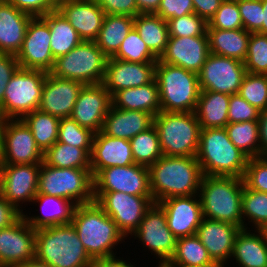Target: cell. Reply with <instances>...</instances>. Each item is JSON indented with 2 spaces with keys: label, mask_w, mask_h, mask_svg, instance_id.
I'll return each instance as SVG.
<instances>
[{
  "label": "cell",
  "mask_w": 267,
  "mask_h": 267,
  "mask_svg": "<svg viewBox=\"0 0 267 267\" xmlns=\"http://www.w3.org/2000/svg\"><path fill=\"white\" fill-rule=\"evenodd\" d=\"M71 223L92 260L115 256V246L125 240L116 223L95 201L76 206Z\"/></svg>",
  "instance_id": "2"
},
{
  "label": "cell",
  "mask_w": 267,
  "mask_h": 267,
  "mask_svg": "<svg viewBox=\"0 0 267 267\" xmlns=\"http://www.w3.org/2000/svg\"><path fill=\"white\" fill-rule=\"evenodd\" d=\"M160 3L161 0H136L139 14H155Z\"/></svg>",
  "instance_id": "60"
},
{
  "label": "cell",
  "mask_w": 267,
  "mask_h": 267,
  "mask_svg": "<svg viewBox=\"0 0 267 267\" xmlns=\"http://www.w3.org/2000/svg\"><path fill=\"white\" fill-rule=\"evenodd\" d=\"M231 258H235L240 267H267V239L263 230L253 233L241 228L236 234Z\"/></svg>",
  "instance_id": "30"
},
{
  "label": "cell",
  "mask_w": 267,
  "mask_h": 267,
  "mask_svg": "<svg viewBox=\"0 0 267 267\" xmlns=\"http://www.w3.org/2000/svg\"><path fill=\"white\" fill-rule=\"evenodd\" d=\"M209 54L208 35L169 37L166 49L158 60L198 74Z\"/></svg>",
  "instance_id": "21"
},
{
  "label": "cell",
  "mask_w": 267,
  "mask_h": 267,
  "mask_svg": "<svg viewBox=\"0 0 267 267\" xmlns=\"http://www.w3.org/2000/svg\"><path fill=\"white\" fill-rule=\"evenodd\" d=\"M243 28L250 33L258 32L262 28L263 6L262 0L237 1Z\"/></svg>",
  "instance_id": "50"
},
{
  "label": "cell",
  "mask_w": 267,
  "mask_h": 267,
  "mask_svg": "<svg viewBox=\"0 0 267 267\" xmlns=\"http://www.w3.org/2000/svg\"><path fill=\"white\" fill-rule=\"evenodd\" d=\"M94 134L71 118H61L57 141L77 148H92Z\"/></svg>",
  "instance_id": "46"
},
{
  "label": "cell",
  "mask_w": 267,
  "mask_h": 267,
  "mask_svg": "<svg viewBox=\"0 0 267 267\" xmlns=\"http://www.w3.org/2000/svg\"><path fill=\"white\" fill-rule=\"evenodd\" d=\"M91 150L57 141L43 154V162L56 168L90 169Z\"/></svg>",
  "instance_id": "38"
},
{
  "label": "cell",
  "mask_w": 267,
  "mask_h": 267,
  "mask_svg": "<svg viewBox=\"0 0 267 267\" xmlns=\"http://www.w3.org/2000/svg\"><path fill=\"white\" fill-rule=\"evenodd\" d=\"M158 267H170L167 263H158Z\"/></svg>",
  "instance_id": "64"
},
{
  "label": "cell",
  "mask_w": 267,
  "mask_h": 267,
  "mask_svg": "<svg viewBox=\"0 0 267 267\" xmlns=\"http://www.w3.org/2000/svg\"><path fill=\"white\" fill-rule=\"evenodd\" d=\"M246 73L244 62L210 53L198 73L200 89L237 94Z\"/></svg>",
  "instance_id": "12"
},
{
  "label": "cell",
  "mask_w": 267,
  "mask_h": 267,
  "mask_svg": "<svg viewBox=\"0 0 267 267\" xmlns=\"http://www.w3.org/2000/svg\"><path fill=\"white\" fill-rule=\"evenodd\" d=\"M194 13L192 0H161L158 11L155 13L165 21Z\"/></svg>",
  "instance_id": "52"
},
{
  "label": "cell",
  "mask_w": 267,
  "mask_h": 267,
  "mask_svg": "<svg viewBox=\"0 0 267 267\" xmlns=\"http://www.w3.org/2000/svg\"><path fill=\"white\" fill-rule=\"evenodd\" d=\"M229 100L230 95L220 92H200L195 114L201 129L221 128L229 123Z\"/></svg>",
  "instance_id": "33"
},
{
  "label": "cell",
  "mask_w": 267,
  "mask_h": 267,
  "mask_svg": "<svg viewBox=\"0 0 267 267\" xmlns=\"http://www.w3.org/2000/svg\"><path fill=\"white\" fill-rule=\"evenodd\" d=\"M243 187V178L203 175L199 189L203 217L243 228Z\"/></svg>",
  "instance_id": "5"
},
{
  "label": "cell",
  "mask_w": 267,
  "mask_h": 267,
  "mask_svg": "<svg viewBox=\"0 0 267 267\" xmlns=\"http://www.w3.org/2000/svg\"><path fill=\"white\" fill-rule=\"evenodd\" d=\"M93 192H123L135 196H152L149 168L134 163L101 169L93 177Z\"/></svg>",
  "instance_id": "13"
},
{
  "label": "cell",
  "mask_w": 267,
  "mask_h": 267,
  "mask_svg": "<svg viewBox=\"0 0 267 267\" xmlns=\"http://www.w3.org/2000/svg\"><path fill=\"white\" fill-rule=\"evenodd\" d=\"M154 116L144 111L124 110L110 106L102 132L115 138L131 140L153 125Z\"/></svg>",
  "instance_id": "28"
},
{
  "label": "cell",
  "mask_w": 267,
  "mask_h": 267,
  "mask_svg": "<svg viewBox=\"0 0 267 267\" xmlns=\"http://www.w3.org/2000/svg\"><path fill=\"white\" fill-rule=\"evenodd\" d=\"M224 1H236L237 2V1H240V0H224Z\"/></svg>",
  "instance_id": "67"
},
{
  "label": "cell",
  "mask_w": 267,
  "mask_h": 267,
  "mask_svg": "<svg viewBox=\"0 0 267 267\" xmlns=\"http://www.w3.org/2000/svg\"><path fill=\"white\" fill-rule=\"evenodd\" d=\"M84 84L47 73L38 110L58 118H70Z\"/></svg>",
  "instance_id": "22"
},
{
  "label": "cell",
  "mask_w": 267,
  "mask_h": 267,
  "mask_svg": "<svg viewBox=\"0 0 267 267\" xmlns=\"http://www.w3.org/2000/svg\"><path fill=\"white\" fill-rule=\"evenodd\" d=\"M158 204L165 211L169 230L177 239L196 234L203 218L199 194L170 197Z\"/></svg>",
  "instance_id": "20"
},
{
  "label": "cell",
  "mask_w": 267,
  "mask_h": 267,
  "mask_svg": "<svg viewBox=\"0 0 267 267\" xmlns=\"http://www.w3.org/2000/svg\"><path fill=\"white\" fill-rule=\"evenodd\" d=\"M260 156L267 157V108L260 111L258 119Z\"/></svg>",
  "instance_id": "58"
},
{
  "label": "cell",
  "mask_w": 267,
  "mask_h": 267,
  "mask_svg": "<svg viewBox=\"0 0 267 267\" xmlns=\"http://www.w3.org/2000/svg\"><path fill=\"white\" fill-rule=\"evenodd\" d=\"M225 129L230 141L249 159L260 157L258 120L228 123Z\"/></svg>",
  "instance_id": "40"
},
{
  "label": "cell",
  "mask_w": 267,
  "mask_h": 267,
  "mask_svg": "<svg viewBox=\"0 0 267 267\" xmlns=\"http://www.w3.org/2000/svg\"><path fill=\"white\" fill-rule=\"evenodd\" d=\"M134 27L148 49L159 59L169 39L167 21L157 14H138L134 17Z\"/></svg>",
  "instance_id": "36"
},
{
  "label": "cell",
  "mask_w": 267,
  "mask_h": 267,
  "mask_svg": "<svg viewBox=\"0 0 267 267\" xmlns=\"http://www.w3.org/2000/svg\"><path fill=\"white\" fill-rule=\"evenodd\" d=\"M50 42L51 34L47 22L41 16L32 17L27 26L22 48L16 55L20 68L49 73L55 61Z\"/></svg>",
  "instance_id": "16"
},
{
  "label": "cell",
  "mask_w": 267,
  "mask_h": 267,
  "mask_svg": "<svg viewBox=\"0 0 267 267\" xmlns=\"http://www.w3.org/2000/svg\"><path fill=\"white\" fill-rule=\"evenodd\" d=\"M132 235L160 259L158 263H167L174 255L177 238L169 230L165 211L158 203H153L145 212Z\"/></svg>",
  "instance_id": "15"
},
{
  "label": "cell",
  "mask_w": 267,
  "mask_h": 267,
  "mask_svg": "<svg viewBox=\"0 0 267 267\" xmlns=\"http://www.w3.org/2000/svg\"><path fill=\"white\" fill-rule=\"evenodd\" d=\"M263 16H262V28L258 31L261 34L267 35V0H262Z\"/></svg>",
  "instance_id": "62"
},
{
  "label": "cell",
  "mask_w": 267,
  "mask_h": 267,
  "mask_svg": "<svg viewBox=\"0 0 267 267\" xmlns=\"http://www.w3.org/2000/svg\"><path fill=\"white\" fill-rule=\"evenodd\" d=\"M111 106L124 110L144 111L156 116L161 111L156 79L143 86L119 90L111 96Z\"/></svg>",
  "instance_id": "31"
},
{
  "label": "cell",
  "mask_w": 267,
  "mask_h": 267,
  "mask_svg": "<svg viewBox=\"0 0 267 267\" xmlns=\"http://www.w3.org/2000/svg\"><path fill=\"white\" fill-rule=\"evenodd\" d=\"M32 17L0 0V53L17 55L22 48L27 26Z\"/></svg>",
  "instance_id": "27"
},
{
  "label": "cell",
  "mask_w": 267,
  "mask_h": 267,
  "mask_svg": "<svg viewBox=\"0 0 267 267\" xmlns=\"http://www.w3.org/2000/svg\"><path fill=\"white\" fill-rule=\"evenodd\" d=\"M240 228L228 222L202 218L196 235L212 261L224 267L233 254L234 240Z\"/></svg>",
  "instance_id": "25"
},
{
  "label": "cell",
  "mask_w": 267,
  "mask_h": 267,
  "mask_svg": "<svg viewBox=\"0 0 267 267\" xmlns=\"http://www.w3.org/2000/svg\"><path fill=\"white\" fill-rule=\"evenodd\" d=\"M133 27L134 17L105 15L95 43L108 58H111L118 52L121 43Z\"/></svg>",
  "instance_id": "34"
},
{
  "label": "cell",
  "mask_w": 267,
  "mask_h": 267,
  "mask_svg": "<svg viewBox=\"0 0 267 267\" xmlns=\"http://www.w3.org/2000/svg\"><path fill=\"white\" fill-rule=\"evenodd\" d=\"M37 194L69 199L77 206L93 202L91 169L56 168L42 162Z\"/></svg>",
  "instance_id": "8"
},
{
  "label": "cell",
  "mask_w": 267,
  "mask_h": 267,
  "mask_svg": "<svg viewBox=\"0 0 267 267\" xmlns=\"http://www.w3.org/2000/svg\"><path fill=\"white\" fill-rule=\"evenodd\" d=\"M242 218L243 228H248L245 224L246 218L252 222L255 230L267 228V193L258 192L253 189L243 187L242 193Z\"/></svg>",
  "instance_id": "42"
},
{
  "label": "cell",
  "mask_w": 267,
  "mask_h": 267,
  "mask_svg": "<svg viewBox=\"0 0 267 267\" xmlns=\"http://www.w3.org/2000/svg\"><path fill=\"white\" fill-rule=\"evenodd\" d=\"M43 162L33 134L22 119H8L0 138V164Z\"/></svg>",
  "instance_id": "14"
},
{
  "label": "cell",
  "mask_w": 267,
  "mask_h": 267,
  "mask_svg": "<svg viewBox=\"0 0 267 267\" xmlns=\"http://www.w3.org/2000/svg\"><path fill=\"white\" fill-rule=\"evenodd\" d=\"M153 125L164 156H196L201 126L195 112L160 111Z\"/></svg>",
  "instance_id": "7"
},
{
  "label": "cell",
  "mask_w": 267,
  "mask_h": 267,
  "mask_svg": "<svg viewBox=\"0 0 267 267\" xmlns=\"http://www.w3.org/2000/svg\"><path fill=\"white\" fill-rule=\"evenodd\" d=\"M40 163L0 164V195L22 213L20 202H32L37 195Z\"/></svg>",
  "instance_id": "17"
},
{
  "label": "cell",
  "mask_w": 267,
  "mask_h": 267,
  "mask_svg": "<svg viewBox=\"0 0 267 267\" xmlns=\"http://www.w3.org/2000/svg\"><path fill=\"white\" fill-rule=\"evenodd\" d=\"M22 120L31 130L38 148L44 154L58 139L60 118L40 110L26 114Z\"/></svg>",
  "instance_id": "39"
},
{
  "label": "cell",
  "mask_w": 267,
  "mask_h": 267,
  "mask_svg": "<svg viewBox=\"0 0 267 267\" xmlns=\"http://www.w3.org/2000/svg\"><path fill=\"white\" fill-rule=\"evenodd\" d=\"M92 267H134V265H132L130 262L127 263L126 260H123L122 258L119 259L115 255L93 260Z\"/></svg>",
  "instance_id": "59"
},
{
  "label": "cell",
  "mask_w": 267,
  "mask_h": 267,
  "mask_svg": "<svg viewBox=\"0 0 267 267\" xmlns=\"http://www.w3.org/2000/svg\"><path fill=\"white\" fill-rule=\"evenodd\" d=\"M47 72L19 68L8 82L0 103L8 119H22L38 110Z\"/></svg>",
  "instance_id": "10"
},
{
  "label": "cell",
  "mask_w": 267,
  "mask_h": 267,
  "mask_svg": "<svg viewBox=\"0 0 267 267\" xmlns=\"http://www.w3.org/2000/svg\"><path fill=\"white\" fill-rule=\"evenodd\" d=\"M130 141L134 162L138 165L150 167L163 156L158 132L154 125L138 133Z\"/></svg>",
  "instance_id": "41"
},
{
  "label": "cell",
  "mask_w": 267,
  "mask_h": 267,
  "mask_svg": "<svg viewBox=\"0 0 267 267\" xmlns=\"http://www.w3.org/2000/svg\"><path fill=\"white\" fill-rule=\"evenodd\" d=\"M238 94L258 110L267 108V75L246 73Z\"/></svg>",
  "instance_id": "45"
},
{
  "label": "cell",
  "mask_w": 267,
  "mask_h": 267,
  "mask_svg": "<svg viewBox=\"0 0 267 267\" xmlns=\"http://www.w3.org/2000/svg\"><path fill=\"white\" fill-rule=\"evenodd\" d=\"M111 106V96L102 83L84 85L70 118L94 133L102 130Z\"/></svg>",
  "instance_id": "19"
},
{
  "label": "cell",
  "mask_w": 267,
  "mask_h": 267,
  "mask_svg": "<svg viewBox=\"0 0 267 267\" xmlns=\"http://www.w3.org/2000/svg\"><path fill=\"white\" fill-rule=\"evenodd\" d=\"M41 17L50 28V45L54 59L69 53L83 41L78 32L57 9Z\"/></svg>",
  "instance_id": "35"
},
{
  "label": "cell",
  "mask_w": 267,
  "mask_h": 267,
  "mask_svg": "<svg viewBox=\"0 0 267 267\" xmlns=\"http://www.w3.org/2000/svg\"><path fill=\"white\" fill-rule=\"evenodd\" d=\"M15 6L20 11L30 14L33 17L44 16L56 10V0H4Z\"/></svg>",
  "instance_id": "53"
},
{
  "label": "cell",
  "mask_w": 267,
  "mask_h": 267,
  "mask_svg": "<svg viewBox=\"0 0 267 267\" xmlns=\"http://www.w3.org/2000/svg\"><path fill=\"white\" fill-rule=\"evenodd\" d=\"M203 173L196 156H162L149 167L154 203L199 193Z\"/></svg>",
  "instance_id": "1"
},
{
  "label": "cell",
  "mask_w": 267,
  "mask_h": 267,
  "mask_svg": "<svg viewBox=\"0 0 267 267\" xmlns=\"http://www.w3.org/2000/svg\"><path fill=\"white\" fill-rule=\"evenodd\" d=\"M170 267H185V266H178V265H169ZM209 267H221V266H209Z\"/></svg>",
  "instance_id": "65"
},
{
  "label": "cell",
  "mask_w": 267,
  "mask_h": 267,
  "mask_svg": "<svg viewBox=\"0 0 267 267\" xmlns=\"http://www.w3.org/2000/svg\"><path fill=\"white\" fill-rule=\"evenodd\" d=\"M34 230L22 216L15 224L0 229V267H16L35 258Z\"/></svg>",
  "instance_id": "18"
},
{
  "label": "cell",
  "mask_w": 267,
  "mask_h": 267,
  "mask_svg": "<svg viewBox=\"0 0 267 267\" xmlns=\"http://www.w3.org/2000/svg\"><path fill=\"white\" fill-rule=\"evenodd\" d=\"M94 201L128 237L138 229L145 212L154 203L152 196H135L123 192H93Z\"/></svg>",
  "instance_id": "11"
},
{
  "label": "cell",
  "mask_w": 267,
  "mask_h": 267,
  "mask_svg": "<svg viewBox=\"0 0 267 267\" xmlns=\"http://www.w3.org/2000/svg\"><path fill=\"white\" fill-rule=\"evenodd\" d=\"M107 60L108 57L95 41H82L69 53L56 58L49 73L84 85L100 84L104 79Z\"/></svg>",
  "instance_id": "9"
},
{
  "label": "cell",
  "mask_w": 267,
  "mask_h": 267,
  "mask_svg": "<svg viewBox=\"0 0 267 267\" xmlns=\"http://www.w3.org/2000/svg\"><path fill=\"white\" fill-rule=\"evenodd\" d=\"M169 37H193L207 35L208 23L195 13L167 21Z\"/></svg>",
  "instance_id": "47"
},
{
  "label": "cell",
  "mask_w": 267,
  "mask_h": 267,
  "mask_svg": "<svg viewBox=\"0 0 267 267\" xmlns=\"http://www.w3.org/2000/svg\"><path fill=\"white\" fill-rule=\"evenodd\" d=\"M19 68L15 54L0 53V103L4 99L8 82Z\"/></svg>",
  "instance_id": "55"
},
{
  "label": "cell",
  "mask_w": 267,
  "mask_h": 267,
  "mask_svg": "<svg viewBox=\"0 0 267 267\" xmlns=\"http://www.w3.org/2000/svg\"><path fill=\"white\" fill-rule=\"evenodd\" d=\"M155 79L161 111L195 112L201 92L197 73L157 60Z\"/></svg>",
  "instance_id": "6"
},
{
  "label": "cell",
  "mask_w": 267,
  "mask_h": 267,
  "mask_svg": "<svg viewBox=\"0 0 267 267\" xmlns=\"http://www.w3.org/2000/svg\"><path fill=\"white\" fill-rule=\"evenodd\" d=\"M263 232H264L265 237H266V239H267V228H265V229L263 230Z\"/></svg>",
  "instance_id": "66"
},
{
  "label": "cell",
  "mask_w": 267,
  "mask_h": 267,
  "mask_svg": "<svg viewBox=\"0 0 267 267\" xmlns=\"http://www.w3.org/2000/svg\"><path fill=\"white\" fill-rule=\"evenodd\" d=\"M243 181L247 188L267 193V157L248 159Z\"/></svg>",
  "instance_id": "49"
},
{
  "label": "cell",
  "mask_w": 267,
  "mask_h": 267,
  "mask_svg": "<svg viewBox=\"0 0 267 267\" xmlns=\"http://www.w3.org/2000/svg\"><path fill=\"white\" fill-rule=\"evenodd\" d=\"M35 258L52 267H92L72 223L36 230Z\"/></svg>",
  "instance_id": "4"
},
{
  "label": "cell",
  "mask_w": 267,
  "mask_h": 267,
  "mask_svg": "<svg viewBox=\"0 0 267 267\" xmlns=\"http://www.w3.org/2000/svg\"><path fill=\"white\" fill-rule=\"evenodd\" d=\"M16 267H52L49 264L42 262L36 258L29 260L25 263L17 265Z\"/></svg>",
  "instance_id": "61"
},
{
  "label": "cell",
  "mask_w": 267,
  "mask_h": 267,
  "mask_svg": "<svg viewBox=\"0 0 267 267\" xmlns=\"http://www.w3.org/2000/svg\"><path fill=\"white\" fill-rule=\"evenodd\" d=\"M167 264L185 267L219 266L212 261L196 234L177 239L174 255Z\"/></svg>",
  "instance_id": "37"
},
{
  "label": "cell",
  "mask_w": 267,
  "mask_h": 267,
  "mask_svg": "<svg viewBox=\"0 0 267 267\" xmlns=\"http://www.w3.org/2000/svg\"><path fill=\"white\" fill-rule=\"evenodd\" d=\"M243 22L236 1H222L219 9L208 22L207 29H242Z\"/></svg>",
  "instance_id": "48"
},
{
  "label": "cell",
  "mask_w": 267,
  "mask_h": 267,
  "mask_svg": "<svg viewBox=\"0 0 267 267\" xmlns=\"http://www.w3.org/2000/svg\"><path fill=\"white\" fill-rule=\"evenodd\" d=\"M210 53L244 62L248 53L250 32L242 29H207Z\"/></svg>",
  "instance_id": "32"
},
{
  "label": "cell",
  "mask_w": 267,
  "mask_h": 267,
  "mask_svg": "<svg viewBox=\"0 0 267 267\" xmlns=\"http://www.w3.org/2000/svg\"><path fill=\"white\" fill-rule=\"evenodd\" d=\"M156 63H134L108 58L102 84L110 96L119 90L139 87L155 79Z\"/></svg>",
  "instance_id": "23"
},
{
  "label": "cell",
  "mask_w": 267,
  "mask_h": 267,
  "mask_svg": "<svg viewBox=\"0 0 267 267\" xmlns=\"http://www.w3.org/2000/svg\"><path fill=\"white\" fill-rule=\"evenodd\" d=\"M23 213L0 195V229L15 224Z\"/></svg>",
  "instance_id": "56"
},
{
  "label": "cell",
  "mask_w": 267,
  "mask_h": 267,
  "mask_svg": "<svg viewBox=\"0 0 267 267\" xmlns=\"http://www.w3.org/2000/svg\"><path fill=\"white\" fill-rule=\"evenodd\" d=\"M34 202L40 203V211L43 215L30 217L23 213L24 219L34 230L71 223L77 206L69 199L46 194H37L32 199V203Z\"/></svg>",
  "instance_id": "29"
},
{
  "label": "cell",
  "mask_w": 267,
  "mask_h": 267,
  "mask_svg": "<svg viewBox=\"0 0 267 267\" xmlns=\"http://www.w3.org/2000/svg\"><path fill=\"white\" fill-rule=\"evenodd\" d=\"M194 13L203 18L207 23L219 9L223 0H192Z\"/></svg>",
  "instance_id": "57"
},
{
  "label": "cell",
  "mask_w": 267,
  "mask_h": 267,
  "mask_svg": "<svg viewBox=\"0 0 267 267\" xmlns=\"http://www.w3.org/2000/svg\"><path fill=\"white\" fill-rule=\"evenodd\" d=\"M111 58L134 63H157L158 60L148 49L135 27L131 29L118 52Z\"/></svg>",
  "instance_id": "43"
},
{
  "label": "cell",
  "mask_w": 267,
  "mask_h": 267,
  "mask_svg": "<svg viewBox=\"0 0 267 267\" xmlns=\"http://www.w3.org/2000/svg\"><path fill=\"white\" fill-rule=\"evenodd\" d=\"M7 120H8V118L5 115V113L2 109V106L0 104V138L2 136V133H3V130H4V127H5Z\"/></svg>",
  "instance_id": "63"
},
{
  "label": "cell",
  "mask_w": 267,
  "mask_h": 267,
  "mask_svg": "<svg viewBox=\"0 0 267 267\" xmlns=\"http://www.w3.org/2000/svg\"><path fill=\"white\" fill-rule=\"evenodd\" d=\"M244 65L248 73L267 75V35L251 33Z\"/></svg>",
  "instance_id": "44"
},
{
  "label": "cell",
  "mask_w": 267,
  "mask_h": 267,
  "mask_svg": "<svg viewBox=\"0 0 267 267\" xmlns=\"http://www.w3.org/2000/svg\"><path fill=\"white\" fill-rule=\"evenodd\" d=\"M134 163L129 140L111 137L102 131L94 134L90 153L92 177L101 169L112 166H127Z\"/></svg>",
  "instance_id": "26"
},
{
  "label": "cell",
  "mask_w": 267,
  "mask_h": 267,
  "mask_svg": "<svg viewBox=\"0 0 267 267\" xmlns=\"http://www.w3.org/2000/svg\"><path fill=\"white\" fill-rule=\"evenodd\" d=\"M196 159L203 175L243 178L249 158L221 127L201 129Z\"/></svg>",
  "instance_id": "3"
},
{
  "label": "cell",
  "mask_w": 267,
  "mask_h": 267,
  "mask_svg": "<svg viewBox=\"0 0 267 267\" xmlns=\"http://www.w3.org/2000/svg\"><path fill=\"white\" fill-rule=\"evenodd\" d=\"M259 114L260 110L252 106L238 93L230 95L228 106L229 123L258 120Z\"/></svg>",
  "instance_id": "51"
},
{
  "label": "cell",
  "mask_w": 267,
  "mask_h": 267,
  "mask_svg": "<svg viewBox=\"0 0 267 267\" xmlns=\"http://www.w3.org/2000/svg\"><path fill=\"white\" fill-rule=\"evenodd\" d=\"M105 15H129L137 16L138 9L136 0H94Z\"/></svg>",
  "instance_id": "54"
},
{
  "label": "cell",
  "mask_w": 267,
  "mask_h": 267,
  "mask_svg": "<svg viewBox=\"0 0 267 267\" xmlns=\"http://www.w3.org/2000/svg\"><path fill=\"white\" fill-rule=\"evenodd\" d=\"M56 9L78 32L83 41H95L105 13L94 0H61Z\"/></svg>",
  "instance_id": "24"
}]
</instances>
